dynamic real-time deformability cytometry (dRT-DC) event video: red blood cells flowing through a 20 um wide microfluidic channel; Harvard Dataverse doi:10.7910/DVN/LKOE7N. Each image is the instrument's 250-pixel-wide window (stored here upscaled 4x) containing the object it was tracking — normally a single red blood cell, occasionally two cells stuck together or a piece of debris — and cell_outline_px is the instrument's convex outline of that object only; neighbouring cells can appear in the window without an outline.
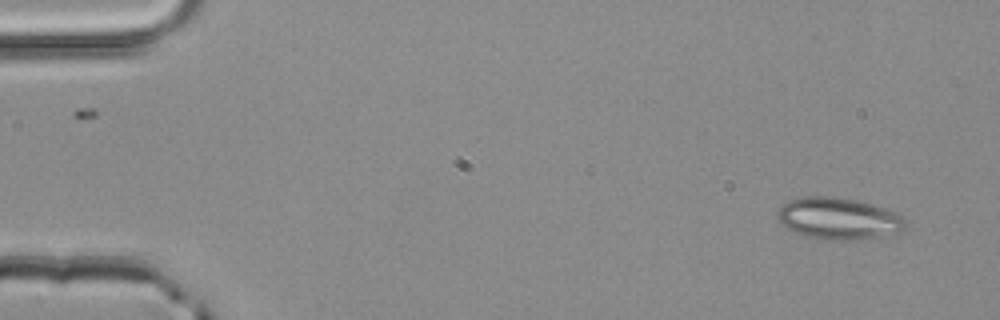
{"species": "common noctule bat (a hibernating species)", "species_latin": "Nyctalus noctula", "temperature_condition": "room temperature", "stored_images_in_passage": 2, "camera_frame_rate_fps": 3000, "um_per_image_px": 0.085, "animal": {"sex": "male", "body_mass_g": 20.4}, "frame": {"image": 1, "passage_image": 2, "time_ms": 0.333, "image_size_px": [1000, 320], "cell_outline_px": [[904, 228], [900, 232], [884, 240], [840, 240], [804, 236], [788, 228], [780, 220], [776, 212], [784, 204], [792, 200], [804, 196], [828, 196], [856, 200], [888, 208], [900, 212], [904, 216]], "centroid_in_image_um": [71.42, 18.6], "position_along_channel_um": 13.6, "area_um2": 31.67}}